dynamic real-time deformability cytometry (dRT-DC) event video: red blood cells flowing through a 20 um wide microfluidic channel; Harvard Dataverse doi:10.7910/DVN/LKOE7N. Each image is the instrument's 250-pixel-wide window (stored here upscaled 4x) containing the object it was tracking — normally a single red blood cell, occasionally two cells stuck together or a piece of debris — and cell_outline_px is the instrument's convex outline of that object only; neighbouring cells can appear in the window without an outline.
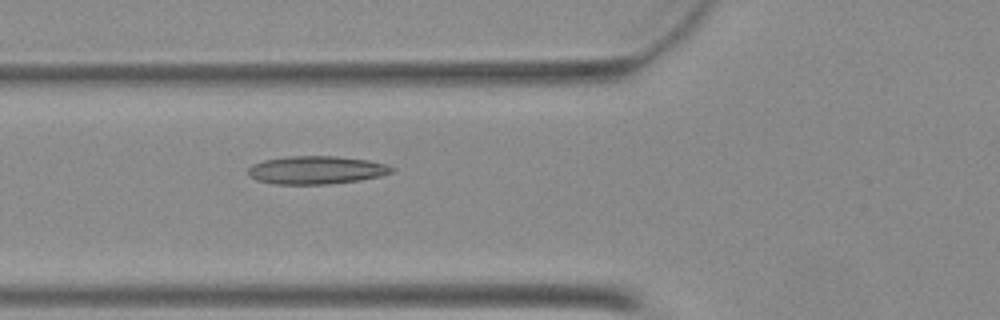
{"species": "Egyptian fruit bat (a non-hibernating species)", "species_latin": "Rousettus aegyptiacus", "temperature_condition": "warm", "stored_images_in_passage": 38, "camera_frame_rate_fps": 3000, "um_per_image_px": 0.085, "animal": {"sex": "female"}, "frame": {"image": 1, "passage_image": 7, "time_ms": 2.0, "image_size_px": [1000, 320], "cell_outline_px": [[396, 168], [392, 172], [380, 176], [360, 180], [332, 184], [276, 184], [256, 180], [248, 176], [248, 168], [252, 164], [264, 160], [288, 156], [336, 156], [368, 160], [388, 164]], "centroid_in_image_um": [26.9, 14.45], "position_along_channel_um": 98.9, "area_um2": 23.7}}
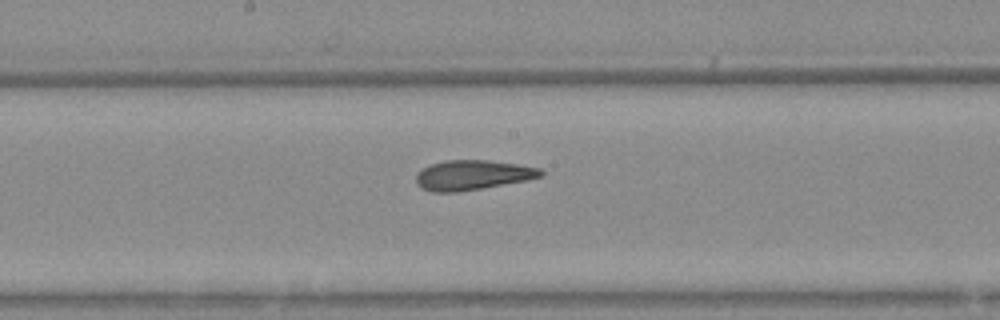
{"frame": {"image": 2, "passage_image": 15, "time_ms": 4.667, "image_size_px": [1000, 320], "cell_outline_px": [[544, 172], [540, 176], [524, 180], [480, 188], [456, 192], [432, 192], [420, 188], [416, 184], [416, 172], [432, 164], [448, 160], [488, 160], [516, 164], [540, 168]], "centroid_in_image_um": [40.1, 14.88], "position_along_channel_um": 208.1, "area_um2": 21.33}}
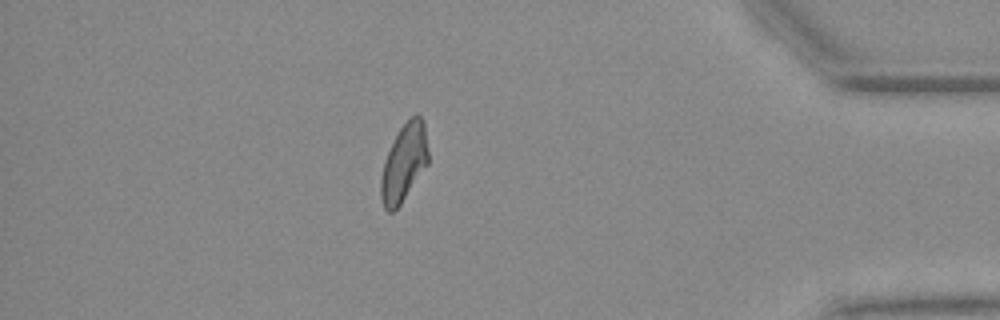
{"frame": {"image": 3, "passage_image": 32, "time_ms": 10.333, "image_size_px": [1000, 320], "cell_outline_px": [[428, 164], [400, 204], [392, 212], [388, 212], [384, 208], [380, 196], [380, 180], [384, 160], [400, 128], [416, 112], [424, 120], [428, 152]], "centroid_in_image_um": [34.34, 13.83], "position_along_channel_um": 400.9, "area_um2": 21.21}}